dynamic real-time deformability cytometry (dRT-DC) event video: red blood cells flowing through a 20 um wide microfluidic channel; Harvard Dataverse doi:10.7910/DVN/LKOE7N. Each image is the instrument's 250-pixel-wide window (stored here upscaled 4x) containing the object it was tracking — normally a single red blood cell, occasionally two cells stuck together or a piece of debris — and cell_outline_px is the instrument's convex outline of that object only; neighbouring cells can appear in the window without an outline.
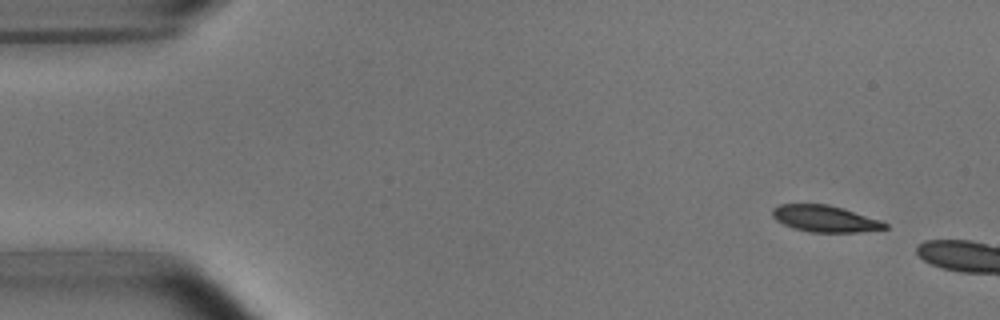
{"species": "common noctule bat (a hibernating species)", "species_latin": "Nyctalus noctula", "temperature_condition": "room temperature", "stored_images_in_passage": 4, "camera_frame_rate_fps": 3000, "um_per_image_px": 0.085, "animal": {"sex": "male", "body_mass_g": 15.6}, "frame": {"image": 1, "passage_image": 1, "time_ms": 0.0, "image_size_px": [1000, 320], "cell_outline_px": [[888, 228], [860, 232], [812, 232], [796, 228], [784, 224], [776, 220], [772, 216], [772, 208], [780, 204], [828, 204], [844, 208], [880, 220], [888, 224]], "centroid_in_image_um": [70.13, 18.58], "position_along_channel_um": 14.9, "area_um2": 17.34}}